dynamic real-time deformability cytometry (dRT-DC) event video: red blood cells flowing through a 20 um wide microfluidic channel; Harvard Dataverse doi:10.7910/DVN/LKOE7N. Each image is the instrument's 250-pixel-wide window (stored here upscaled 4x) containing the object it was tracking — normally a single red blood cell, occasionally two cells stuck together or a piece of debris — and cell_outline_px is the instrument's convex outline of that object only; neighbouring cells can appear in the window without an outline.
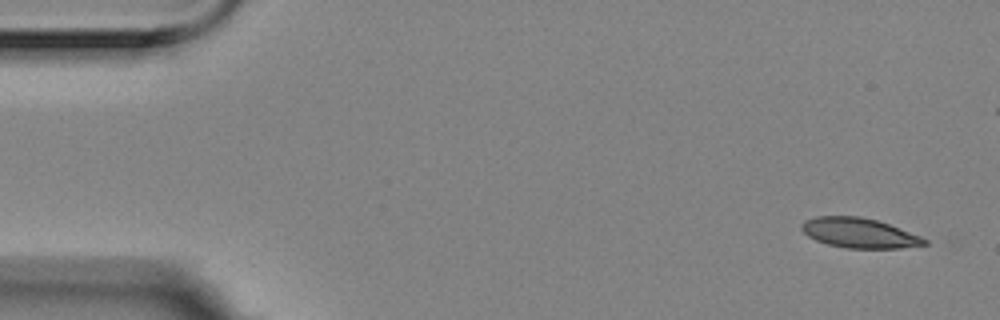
{"species": "Egyptian fruit bat (a non-hibernating species)", "species_latin": "Rousettus aegyptiacus", "temperature_condition": "room temperature", "stored_images_in_passage": 5, "camera_frame_rate_fps": 3000, "um_per_image_px": 0.085, "animal": {"sex": "female"}, "frame": {"image": 1, "passage_image": 1, "time_ms": 0.0, "image_size_px": [1000, 320], "cell_outline_px": [[928, 244], [900, 248], [848, 248], [828, 244], [816, 240], [808, 236], [800, 228], [800, 224], [804, 220], [816, 216], [860, 216], [876, 220], [888, 224], [920, 236], [928, 240]], "centroid_in_image_um": [73.0, 19.79], "position_along_channel_um": 12.0, "area_um2": 21.27}}